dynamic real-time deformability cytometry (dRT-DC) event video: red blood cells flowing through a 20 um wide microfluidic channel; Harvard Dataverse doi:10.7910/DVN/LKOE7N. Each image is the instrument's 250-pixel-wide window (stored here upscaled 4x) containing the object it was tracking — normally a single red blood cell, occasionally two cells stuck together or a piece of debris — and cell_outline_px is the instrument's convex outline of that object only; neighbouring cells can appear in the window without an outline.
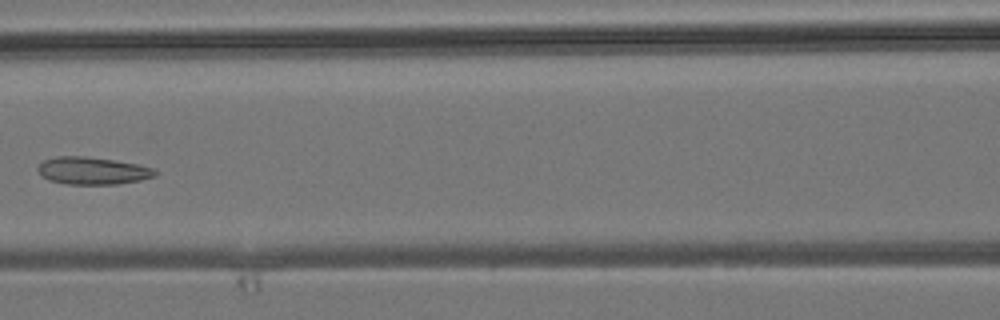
{"species": "common noctule bat (a hibernating species)", "species_latin": "Nyctalus noctula", "temperature_condition": "room temperature", "stored_images_in_passage": 7, "camera_frame_rate_fps": 3000, "um_per_image_px": 0.085, "animal": {"sex": "male", "body_mass_g": 19.2, "forearm_length_mm": 51.8}, "frame": {"image": 1, "passage_image": 6, "time_ms": 6.0, "image_size_px": [1000, 320], "cell_outline_px": [[156, 176], [140, 180], [116, 184], [64, 184], [48, 180], [36, 168], [44, 160], [56, 156], [84, 156], [112, 160], [136, 164], [156, 168]], "centroid_in_image_um": [7.87, 14.51], "position_along_channel_um": 158.7, "area_um2": 18.61}}
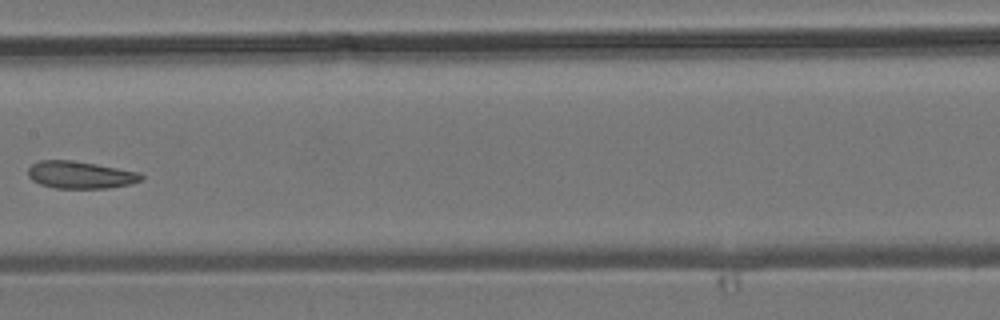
{"frame": {"image": 2, "passage_image": 7, "time_ms": 7.0, "image_size_px": [1000, 320], "cell_outline_px": [[144, 180], [132, 184], [108, 188], [56, 188], [40, 184], [32, 180], [28, 176], [28, 168], [32, 164], [40, 160], [72, 160], [96, 164], [140, 172], [144, 176]], "centroid_in_image_um": [6.86, 14.86], "position_along_channel_um": 200.5, "area_um2": 18.15}}